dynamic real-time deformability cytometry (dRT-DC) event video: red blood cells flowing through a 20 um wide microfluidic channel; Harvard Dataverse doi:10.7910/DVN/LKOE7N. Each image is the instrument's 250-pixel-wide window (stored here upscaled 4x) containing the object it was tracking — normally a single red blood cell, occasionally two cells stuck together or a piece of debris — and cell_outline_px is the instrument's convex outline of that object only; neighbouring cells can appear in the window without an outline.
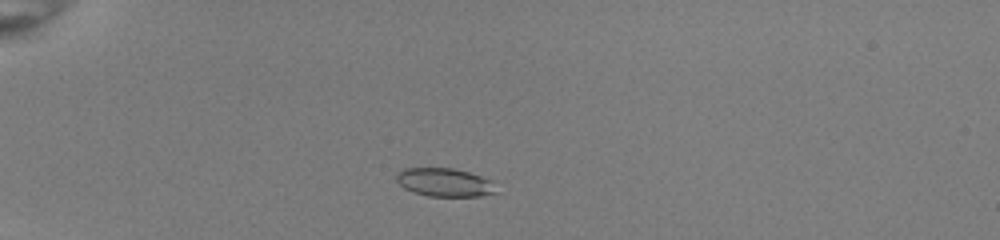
{"species": "common noctule bat (a hibernating species)", "species_latin": "Nyctalus noctula", "temperature_condition": "room temperature", "stored_images_in_passage": 44, "camera_frame_rate_fps": 3000, "um_per_image_px": 0.085, "animal": {"sex": "female", "body_mass_g": 22.0, "forearm_length_mm": 56.7}, "frame": {"image": 1, "passage_image": 7, "time_ms": 2.0, "image_size_px": [1000, 240], "cell_outline_px": [[496, 192], [480, 196], [428, 196], [404, 188], [396, 180], [396, 176], [404, 168], [452, 168], [468, 172], [492, 180]], "centroid_in_image_um": [37.79, 15.5], "position_along_channel_um": 47.2, "area_um2": 16.24}}
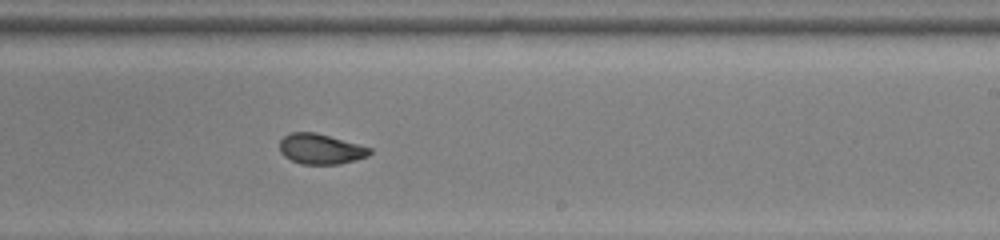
{"frame": {"image": 2, "passage_image": 26, "time_ms": 8.333, "image_size_px": [1000, 240], "cell_outline_px": [[372, 152], [368, 156], [336, 164], [304, 164], [292, 160], [284, 156], [280, 152], [280, 140], [284, 136], [292, 132], [316, 132], [372, 148]], "centroid_in_image_um": [27.24, 12.65], "position_along_channel_um": 261.8, "area_um2": 15.72}}
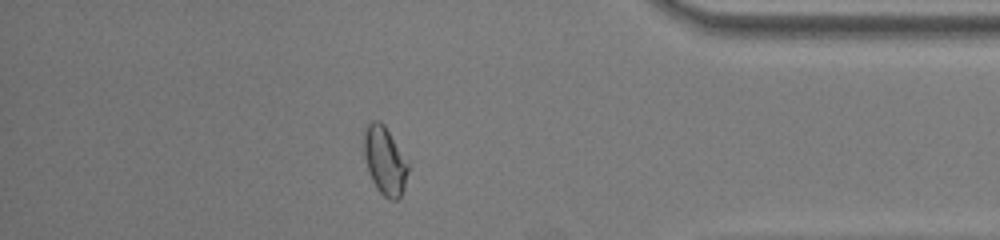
{"frame": {"image": 3, "passage_image": 38, "time_ms": 12.333, "image_size_px": [1000, 240], "cell_outline_px": [[408, 172], [404, 188], [400, 196], [396, 200], [392, 200], [384, 196], [380, 192], [372, 180], [368, 168], [364, 152], [364, 132], [368, 124], [372, 120], [376, 120], [384, 124], [408, 164]], "centroid_in_image_um": [32.71, 13.66], "position_along_channel_um": 402.5, "area_um2": 16.99}, "authors_computed_cell_mechanics": {"area_um2": 16.4441, "velocity_mm_per_s": 4.0075, "shape_relaxation_time_tau1_ms": 4.5293, "shape_relaxation_time_tau2_ms": 1.3859, "deformation_change_tau1": 0.1571, "deformation_change_tau2": 0.0699}}